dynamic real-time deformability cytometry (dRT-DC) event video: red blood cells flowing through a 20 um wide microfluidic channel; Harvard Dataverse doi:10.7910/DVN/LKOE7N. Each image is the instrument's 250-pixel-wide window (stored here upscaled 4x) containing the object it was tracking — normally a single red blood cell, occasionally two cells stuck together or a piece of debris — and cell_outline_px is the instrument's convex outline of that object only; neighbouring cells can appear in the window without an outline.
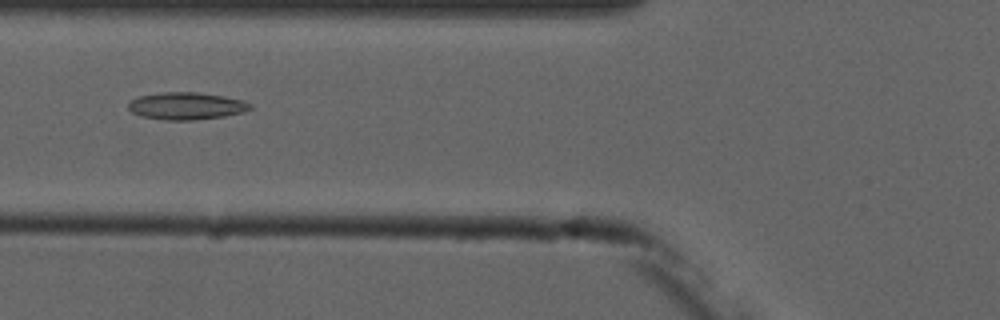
{"species": "common noctule bat (a hibernating species)", "species_latin": "Nyctalus noctula", "temperature_condition": "cold", "stored_images_in_passage": 7, "camera_frame_rate_fps": 3000, "um_per_image_px": 0.085, "animal": {"sex": "male", "forearm_length_mm": 52.5}, "frame": {"image": 1, "passage_image": 5, "time_ms": 4.667, "image_size_px": [1000, 320], "cell_outline_px": [[252, 108], [244, 112], [224, 116], [192, 120], [168, 120], [144, 116], [132, 112], [128, 108], [128, 104], [132, 100], [140, 96], [160, 92], [196, 92], [224, 96], [244, 100], [252, 104]], "centroid_in_image_um": [15.89, 9.0], "position_along_channel_um": 109.9, "area_um2": 19.25}}
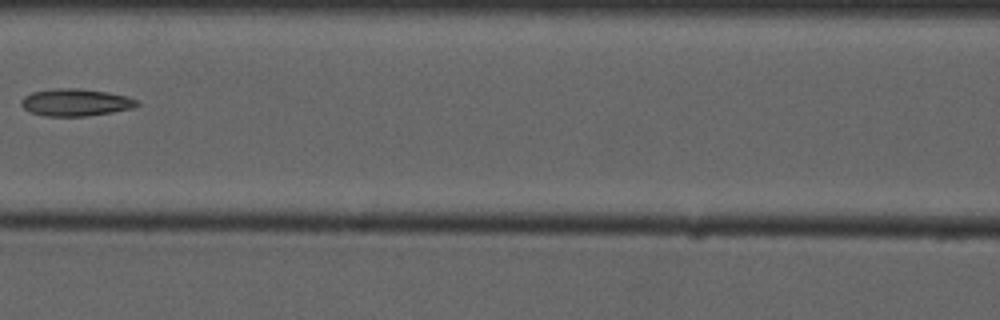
{"frame": {"image": 2, "passage_image": 6, "time_ms": 6.0, "image_size_px": [1000, 320], "cell_outline_px": [[140, 104], [132, 108], [112, 112], [88, 116], [44, 116], [28, 112], [20, 104], [20, 100], [24, 96], [32, 92], [56, 88], [80, 88], [108, 92], [140, 100]], "centroid_in_image_um": [6.4, 8.7], "position_along_channel_um": 160.2, "area_um2": 18.55}}
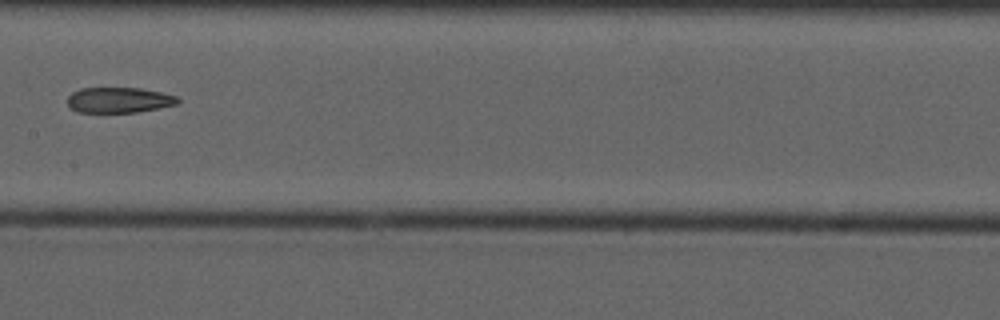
{"frame": {"image": 3, "passage_image": 7, "time_ms": 7.0, "image_size_px": [1000, 320], "cell_outline_px": [[180, 100], [176, 104], [136, 112], [76, 112], [68, 104], [68, 96], [72, 92], [80, 88], [140, 88], [160, 92], [176, 96]], "centroid_in_image_um": [10.08, 8.5], "position_along_channel_um": 197.3, "area_um2": 16.18}}